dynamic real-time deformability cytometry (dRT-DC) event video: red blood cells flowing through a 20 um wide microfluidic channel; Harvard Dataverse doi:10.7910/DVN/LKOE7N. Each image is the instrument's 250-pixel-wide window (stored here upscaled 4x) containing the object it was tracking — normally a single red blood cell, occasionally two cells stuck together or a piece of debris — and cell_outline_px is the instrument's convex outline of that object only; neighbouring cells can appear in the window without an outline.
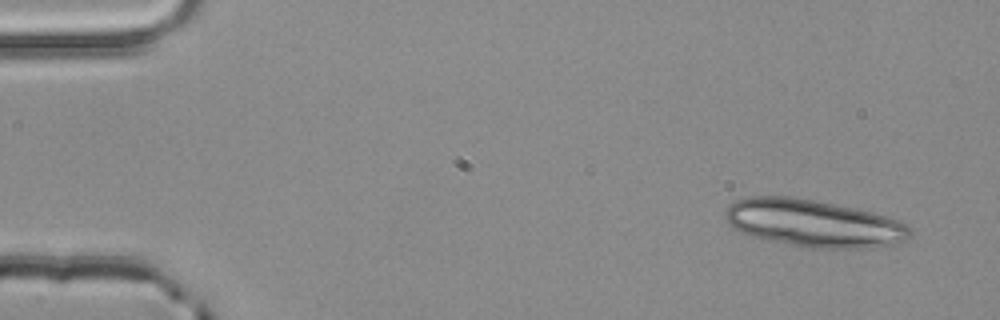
{"species": "common noctule bat (a hibernating species)", "species_latin": "Nyctalus noctula", "temperature_condition": "room temperature", "stored_images_in_passage": 4, "camera_frame_rate_fps": 3000, "um_per_image_px": 0.085, "animal": {"sex": "male", "body_mass_g": 20.4}, "frame": {"image": 1, "passage_image": 1, "time_ms": 0.0, "image_size_px": [1000, 320], "cell_outline_px": [[912, 236], [900, 244], [872, 248], [812, 248], [764, 240], [740, 232], [732, 228], [724, 220], [724, 212], [736, 200], [748, 196], [788, 196], [812, 200], [856, 208], [872, 212], [900, 220], [912, 232]], "centroid_in_image_um": [69.16, 18.99], "position_along_channel_um": 15.8, "area_um2": 51.44}}